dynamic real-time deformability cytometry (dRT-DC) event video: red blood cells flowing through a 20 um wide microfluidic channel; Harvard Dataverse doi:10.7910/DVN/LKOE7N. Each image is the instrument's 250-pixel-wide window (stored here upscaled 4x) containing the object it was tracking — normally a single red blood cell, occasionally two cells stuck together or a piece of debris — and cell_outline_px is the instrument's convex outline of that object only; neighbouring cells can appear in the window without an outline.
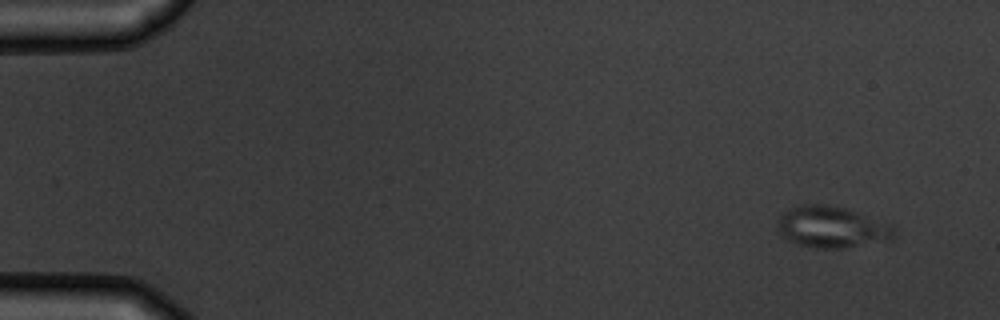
{"species": "common noctule bat (a hibernating species)", "species_latin": "Nyctalus noctula", "temperature_condition": "warm", "stored_images_in_passage": 8, "camera_frame_rate_fps": 3000, "um_per_image_px": 0.085, "animal": {"sex": "male", "body_mass_g": 19.5, "forearm_length_mm": 54.6}, "frame": {"image": 1, "passage_image": 1, "time_ms": 0.0, "image_size_px": [1000, 320], "cell_outline_px": [[896, 236], [892, 240], [844, 248], [816, 248], [796, 244], [780, 236], [776, 228], [780, 216], [788, 208], [800, 204], [824, 204], [844, 208], [892, 224], [896, 228]], "centroid_in_image_um": [70.7, 19.31], "position_along_channel_um": 14.3, "area_um2": 28.55}}
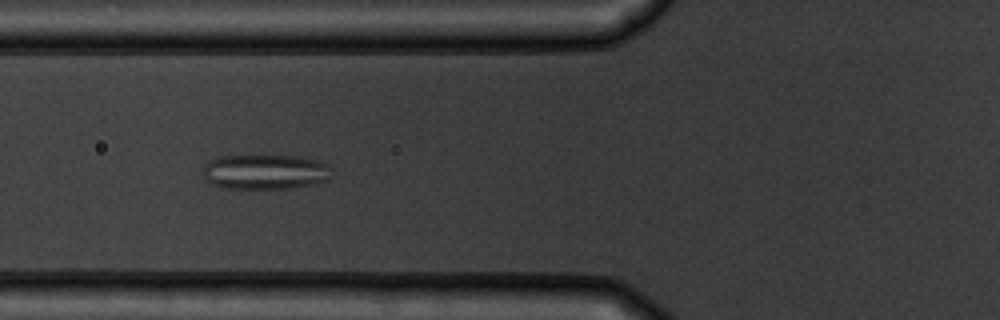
{"frame": {"image": 2, "passage_image": 6, "time_ms": 5.667, "image_size_px": [1000, 320], "cell_outline_px": [[328, 180], [316, 184], [288, 188], [224, 188], [212, 184], [204, 176], [204, 164], [208, 160], [220, 156], [300, 156], [320, 160], [324, 164]], "centroid_in_image_um": [22.47, 14.6], "position_along_channel_um": 103.3, "area_um2": 25.84}}